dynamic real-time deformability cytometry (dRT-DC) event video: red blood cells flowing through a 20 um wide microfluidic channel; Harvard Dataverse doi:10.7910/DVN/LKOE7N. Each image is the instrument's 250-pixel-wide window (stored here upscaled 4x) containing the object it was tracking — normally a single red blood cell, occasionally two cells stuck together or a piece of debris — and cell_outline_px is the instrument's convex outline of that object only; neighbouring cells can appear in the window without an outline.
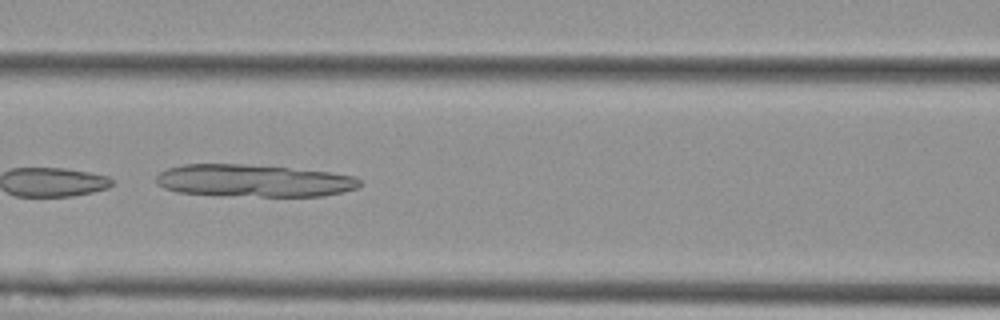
{"species": "Egyptian fruit bat (a non-hibernating species)", "species_latin": "Rousettus aegyptiacus", "temperature_condition": "cold", "stored_images_in_passage": 8, "camera_frame_rate_fps": 3000, "um_per_image_px": 0.085, "animal": {"sex": "female"}, "frame": {"image": 1, "passage_image": 4, "time_ms": 1.0, "image_size_px": [1000, 320], "cell_outline_px": [[360, 184], [356, 188], [324, 196], [260, 196], [176, 192], [164, 188], [156, 184], [156, 176], [160, 172], [168, 168], [184, 164], [244, 164], [288, 168], [328, 172], [352, 176], [360, 180]], "centroid_in_image_um": [21.52, 15.35], "position_along_channel_um": 145.1, "area_um2": 37.86}}
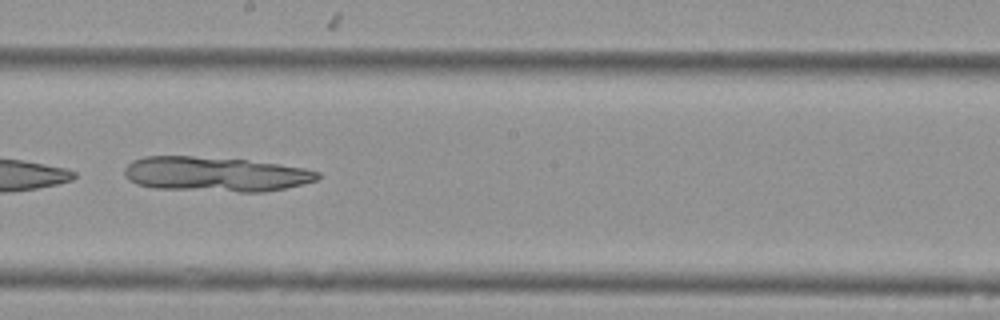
{"frame": {"image": 2, "passage_image": 6, "time_ms": 1.667, "image_size_px": [1000, 320], "cell_outline_px": [[320, 176], [316, 180], [284, 188], [264, 192], [240, 192], [156, 188], [136, 184], [128, 180], [124, 176], [124, 168], [132, 160], [144, 156], [192, 156], [248, 160], [304, 168], [320, 172]], "centroid_in_image_um": [18.25, 14.8], "position_along_channel_um": 229.9, "area_um2": 39.07}}
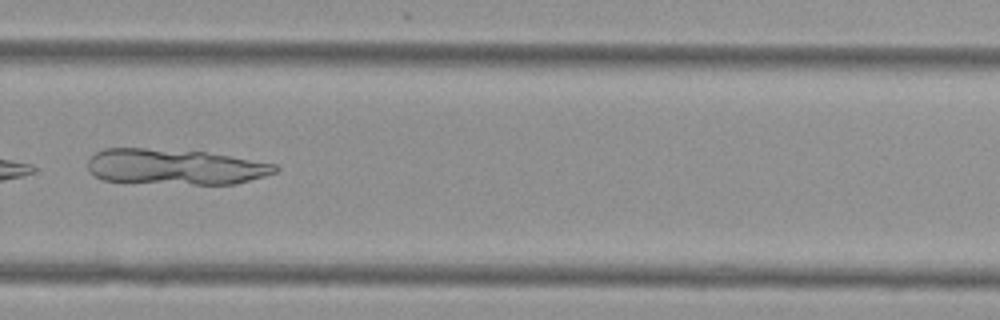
{"frame": {"image": 3, "passage_image": 8, "time_ms": 2.333, "image_size_px": [1000, 320], "cell_outline_px": [[280, 168], [276, 172], [264, 176], [236, 184], [192, 184], [104, 180], [96, 176], [88, 168], [88, 160], [96, 152], [104, 148], [144, 148], [204, 152], [276, 164]], "centroid_in_image_um": [14.89, 14.17], "position_along_channel_um": 314.9, "area_um2": 38.38}}